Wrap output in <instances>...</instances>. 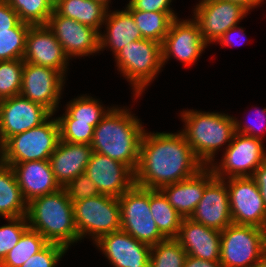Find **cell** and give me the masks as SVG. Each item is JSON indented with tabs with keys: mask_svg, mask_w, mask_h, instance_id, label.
<instances>
[{
	"mask_svg": "<svg viewBox=\"0 0 266 267\" xmlns=\"http://www.w3.org/2000/svg\"><path fill=\"white\" fill-rule=\"evenodd\" d=\"M134 172L135 185L147 189L180 182L197 174L205 166L195 156L182 132L145 133Z\"/></svg>",
	"mask_w": 266,
	"mask_h": 267,
	"instance_id": "cell-1",
	"label": "cell"
},
{
	"mask_svg": "<svg viewBox=\"0 0 266 267\" xmlns=\"http://www.w3.org/2000/svg\"><path fill=\"white\" fill-rule=\"evenodd\" d=\"M144 127L128 109L112 107L94 129V152L122 162L135 172Z\"/></svg>",
	"mask_w": 266,
	"mask_h": 267,
	"instance_id": "cell-2",
	"label": "cell"
},
{
	"mask_svg": "<svg viewBox=\"0 0 266 267\" xmlns=\"http://www.w3.org/2000/svg\"><path fill=\"white\" fill-rule=\"evenodd\" d=\"M26 219L30 229L38 231L48 243L69 248L80 240L74 221L73 203L64 187L30 200Z\"/></svg>",
	"mask_w": 266,
	"mask_h": 267,
	"instance_id": "cell-3",
	"label": "cell"
},
{
	"mask_svg": "<svg viewBox=\"0 0 266 267\" xmlns=\"http://www.w3.org/2000/svg\"><path fill=\"white\" fill-rule=\"evenodd\" d=\"M181 117L186 125L181 131L186 141L203 165L210 166L217 149L232 141L235 134L234 117L225 113L194 110L183 111Z\"/></svg>",
	"mask_w": 266,
	"mask_h": 267,
	"instance_id": "cell-4",
	"label": "cell"
},
{
	"mask_svg": "<svg viewBox=\"0 0 266 267\" xmlns=\"http://www.w3.org/2000/svg\"><path fill=\"white\" fill-rule=\"evenodd\" d=\"M114 57L118 70L133 85L137 98L164 65L162 44L148 39L126 44Z\"/></svg>",
	"mask_w": 266,
	"mask_h": 267,
	"instance_id": "cell-5",
	"label": "cell"
},
{
	"mask_svg": "<svg viewBox=\"0 0 266 267\" xmlns=\"http://www.w3.org/2000/svg\"><path fill=\"white\" fill-rule=\"evenodd\" d=\"M60 140L57 118L10 137L0 147V161L16 164L33 160H49Z\"/></svg>",
	"mask_w": 266,
	"mask_h": 267,
	"instance_id": "cell-6",
	"label": "cell"
},
{
	"mask_svg": "<svg viewBox=\"0 0 266 267\" xmlns=\"http://www.w3.org/2000/svg\"><path fill=\"white\" fill-rule=\"evenodd\" d=\"M74 221L80 240L86 235L96 242L102 235L121 230L119 200L97 195L73 202Z\"/></svg>",
	"mask_w": 266,
	"mask_h": 267,
	"instance_id": "cell-7",
	"label": "cell"
},
{
	"mask_svg": "<svg viewBox=\"0 0 266 267\" xmlns=\"http://www.w3.org/2000/svg\"><path fill=\"white\" fill-rule=\"evenodd\" d=\"M118 200L121 230L149 246L166 239L160 233L150 211V189L134 184Z\"/></svg>",
	"mask_w": 266,
	"mask_h": 267,
	"instance_id": "cell-8",
	"label": "cell"
},
{
	"mask_svg": "<svg viewBox=\"0 0 266 267\" xmlns=\"http://www.w3.org/2000/svg\"><path fill=\"white\" fill-rule=\"evenodd\" d=\"M265 254V230L252 225H228L221 231L223 267H251Z\"/></svg>",
	"mask_w": 266,
	"mask_h": 267,
	"instance_id": "cell-9",
	"label": "cell"
},
{
	"mask_svg": "<svg viewBox=\"0 0 266 267\" xmlns=\"http://www.w3.org/2000/svg\"><path fill=\"white\" fill-rule=\"evenodd\" d=\"M262 140L235 132L231 143L227 144L219 165L211 163L208 167L219 179L251 177L256 168L266 160V150L264 151L262 147Z\"/></svg>",
	"mask_w": 266,
	"mask_h": 267,
	"instance_id": "cell-10",
	"label": "cell"
},
{
	"mask_svg": "<svg viewBox=\"0 0 266 267\" xmlns=\"http://www.w3.org/2000/svg\"><path fill=\"white\" fill-rule=\"evenodd\" d=\"M53 113L22 95L0 100V147L12 136L46 122Z\"/></svg>",
	"mask_w": 266,
	"mask_h": 267,
	"instance_id": "cell-11",
	"label": "cell"
},
{
	"mask_svg": "<svg viewBox=\"0 0 266 267\" xmlns=\"http://www.w3.org/2000/svg\"><path fill=\"white\" fill-rule=\"evenodd\" d=\"M226 185L233 224L265 229L266 207L254 180L251 177H233Z\"/></svg>",
	"mask_w": 266,
	"mask_h": 267,
	"instance_id": "cell-12",
	"label": "cell"
},
{
	"mask_svg": "<svg viewBox=\"0 0 266 267\" xmlns=\"http://www.w3.org/2000/svg\"><path fill=\"white\" fill-rule=\"evenodd\" d=\"M193 13L203 40L208 45L217 42L227 30L237 26L248 11L226 0H201Z\"/></svg>",
	"mask_w": 266,
	"mask_h": 267,
	"instance_id": "cell-13",
	"label": "cell"
},
{
	"mask_svg": "<svg viewBox=\"0 0 266 267\" xmlns=\"http://www.w3.org/2000/svg\"><path fill=\"white\" fill-rule=\"evenodd\" d=\"M64 80L65 76L57 70L24 62L20 95L43 105L54 114L59 107Z\"/></svg>",
	"mask_w": 266,
	"mask_h": 267,
	"instance_id": "cell-14",
	"label": "cell"
},
{
	"mask_svg": "<svg viewBox=\"0 0 266 267\" xmlns=\"http://www.w3.org/2000/svg\"><path fill=\"white\" fill-rule=\"evenodd\" d=\"M46 25L54 33L68 58L98 53L100 31L97 29L58 15L55 11Z\"/></svg>",
	"mask_w": 266,
	"mask_h": 267,
	"instance_id": "cell-15",
	"label": "cell"
},
{
	"mask_svg": "<svg viewBox=\"0 0 266 267\" xmlns=\"http://www.w3.org/2000/svg\"><path fill=\"white\" fill-rule=\"evenodd\" d=\"M172 20L168 33L162 43L163 64L174 56L184 65L190 66L208 46L202 37L199 26L194 19Z\"/></svg>",
	"mask_w": 266,
	"mask_h": 267,
	"instance_id": "cell-16",
	"label": "cell"
},
{
	"mask_svg": "<svg viewBox=\"0 0 266 267\" xmlns=\"http://www.w3.org/2000/svg\"><path fill=\"white\" fill-rule=\"evenodd\" d=\"M85 173L100 194L116 198L135 184L134 172L127 165L96 152H93Z\"/></svg>",
	"mask_w": 266,
	"mask_h": 267,
	"instance_id": "cell-17",
	"label": "cell"
},
{
	"mask_svg": "<svg viewBox=\"0 0 266 267\" xmlns=\"http://www.w3.org/2000/svg\"><path fill=\"white\" fill-rule=\"evenodd\" d=\"M69 60L47 25L29 27L26 35L24 62L50 67L65 75Z\"/></svg>",
	"mask_w": 266,
	"mask_h": 267,
	"instance_id": "cell-18",
	"label": "cell"
},
{
	"mask_svg": "<svg viewBox=\"0 0 266 267\" xmlns=\"http://www.w3.org/2000/svg\"><path fill=\"white\" fill-rule=\"evenodd\" d=\"M95 243L113 267H149L151 246L123 230L102 235Z\"/></svg>",
	"mask_w": 266,
	"mask_h": 267,
	"instance_id": "cell-19",
	"label": "cell"
},
{
	"mask_svg": "<svg viewBox=\"0 0 266 267\" xmlns=\"http://www.w3.org/2000/svg\"><path fill=\"white\" fill-rule=\"evenodd\" d=\"M190 218L202 225L223 231L233 223L225 179L214 177Z\"/></svg>",
	"mask_w": 266,
	"mask_h": 267,
	"instance_id": "cell-20",
	"label": "cell"
},
{
	"mask_svg": "<svg viewBox=\"0 0 266 267\" xmlns=\"http://www.w3.org/2000/svg\"><path fill=\"white\" fill-rule=\"evenodd\" d=\"M185 252L195 258L220 261L221 231L183 218L175 238Z\"/></svg>",
	"mask_w": 266,
	"mask_h": 267,
	"instance_id": "cell-21",
	"label": "cell"
},
{
	"mask_svg": "<svg viewBox=\"0 0 266 267\" xmlns=\"http://www.w3.org/2000/svg\"><path fill=\"white\" fill-rule=\"evenodd\" d=\"M13 168L24 200H30L58 191L49 160H33L23 163L6 164Z\"/></svg>",
	"mask_w": 266,
	"mask_h": 267,
	"instance_id": "cell-22",
	"label": "cell"
},
{
	"mask_svg": "<svg viewBox=\"0 0 266 267\" xmlns=\"http://www.w3.org/2000/svg\"><path fill=\"white\" fill-rule=\"evenodd\" d=\"M214 177L212 170L205 166L194 176L163 186L160 190L183 218H190L202 199L205 186Z\"/></svg>",
	"mask_w": 266,
	"mask_h": 267,
	"instance_id": "cell-23",
	"label": "cell"
},
{
	"mask_svg": "<svg viewBox=\"0 0 266 267\" xmlns=\"http://www.w3.org/2000/svg\"><path fill=\"white\" fill-rule=\"evenodd\" d=\"M93 152L90 144L68 143L59 140L49 162L54 177L61 187L78 175L85 173Z\"/></svg>",
	"mask_w": 266,
	"mask_h": 267,
	"instance_id": "cell-24",
	"label": "cell"
},
{
	"mask_svg": "<svg viewBox=\"0 0 266 267\" xmlns=\"http://www.w3.org/2000/svg\"><path fill=\"white\" fill-rule=\"evenodd\" d=\"M104 23L107 26L106 34H99V51L109 46L115 55L126 44L143 39L132 14L126 8L124 11L107 10Z\"/></svg>",
	"mask_w": 266,
	"mask_h": 267,
	"instance_id": "cell-25",
	"label": "cell"
},
{
	"mask_svg": "<svg viewBox=\"0 0 266 267\" xmlns=\"http://www.w3.org/2000/svg\"><path fill=\"white\" fill-rule=\"evenodd\" d=\"M27 202L24 200L13 168L0 161V216L17 218L26 216Z\"/></svg>",
	"mask_w": 266,
	"mask_h": 267,
	"instance_id": "cell-26",
	"label": "cell"
},
{
	"mask_svg": "<svg viewBox=\"0 0 266 267\" xmlns=\"http://www.w3.org/2000/svg\"><path fill=\"white\" fill-rule=\"evenodd\" d=\"M107 9L94 0H58L54 11L61 16L71 18L98 31L104 24Z\"/></svg>",
	"mask_w": 266,
	"mask_h": 267,
	"instance_id": "cell-27",
	"label": "cell"
},
{
	"mask_svg": "<svg viewBox=\"0 0 266 267\" xmlns=\"http://www.w3.org/2000/svg\"><path fill=\"white\" fill-rule=\"evenodd\" d=\"M126 9L132 14L142 38L163 43L173 19L178 18L174 12H147L135 10L129 3Z\"/></svg>",
	"mask_w": 266,
	"mask_h": 267,
	"instance_id": "cell-28",
	"label": "cell"
},
{
	"mask_svg": "<svg viewBox=\"0 0 266 267\" xmlns=\"http://www.w3.org/2000/svg\"><path fill=\"white\" fill-rule=\"evenodd\" d=\"M150 211L160 233L176 238L183 217L172 207L160 189H150Z\"/></svg>",
	"mask_w": 266,
	"mask_h": 267,
	"instance_id": "cell-29",
	"label": "cell"
},
{
	"mask_svg": "<svg viewBox=\"0 0 266 267\" xmlns=\"http://www.w3.org/2000/svg\"><path fill=\"white\" fill-rule=\"evenodd\" d=\"M47 244L48 242L38 231L28 228L0 263V267H20Z\"/></svg>",
	"mask_w": 266,
	"mask_h": 267,
	"instance_id": "cell-30",
	"label": "cell"
},
{
	"mask_svg": "<svg viewBox=\"0 0 266 267\" xmlns=\"http://www.w3.org/2000/svg\"><path fill=\"white\" fill-rule=\"evenodd\" d=\"M18 14L20 20L31 26L46 25L54 11L51 0H5Z\"/></svg>",
	"mask_w": 266,
	"mask_h": 267,
	"instance_id": "cell-31",
	"label": "cell"
},
{
	"mask_svg": "<svg viewBox=\"0 0 266 267\" xmlns=\"http://www.w3.org/2000/svg\"><path fill=\"white\" fill-rule=\"evenodd\" d=\"M188 254L175 238L151 246L149 267H183Z\"/></svg>",
	"mask_w": 266,
	"mask_h": 267,
	"instance_id": "cell-32",
	"label": "cell"
},
{
	"mask_svg": "<svg viewBox=\"0 0 266 267\" xmlns=\"http://www.w3.org/2000/svg\"><path fill=\"white\" fill-rule=\"evenodd\" d=\"M66 113L75 121L90 122V125L97 126L110 108L105 110L98 99L90 96H81L68 102Z\"/></svg>",
	"mask_w": 266,
	"mask_h": 267,
	"instance_id": "cell-33",
	"label": "cell"
},
{
	"mask_svg": "<svg viewBox=\"0 0 266 267\" xmlns=\"http://www.w3.org/2000/svg\"><path fill=\"white\" fill-rule=\"evenodd\" d=\"M23 68V59L0 61V100L20 94Z\"/></svg>",
	"mask_w": 266,
	"mask_h": 267,
	"instance_id": "cell-34",
	"label": "cell"
},
{
	"mask_svg": "<svg viewBox=\"0 0 266 267\" xmlns=\"http://www.w3.org/2000/svg\"><path fill=\"white\" fill-rule=\"evenodd\" d=\"M31 25L21 22L12 33L0 34V61L23 59L26 35Z\"/></svg>",
	"mask_w": 266,
	"mask_h": 267,
	"instance_id": "cell-35",
	"label": "cell"
},
{
	"mask_svg": "<svg viewBox=\"0 0 266 267\" xmlns=\"http://www.w3.org/2000/svg\"><path fill=\"white\" fill-rule=\"evenodd\" d=\"M60 140L68 143L91 144L95 126L90 122L75 121L66 112L57 118Z\"/></svg>",
	"mask_w": 266,
	"mask_h": 267,
	"instance_id": "cell-36",
	"label": "cell"
},
{
	"mask_svg": "<svg viewBox=\"0 0 266 267\" xmlns=\"http://www.w3.org/2000/svg\"><path fill=\"white\" fill-rule=\"evenodd\" d=\"M7 220L8 225L0 226V263L29 228L26 216L7 218Z\"/></svg>",
	"mask_w": 266,
	"mask_h": 267,
	"instance_id": "cell-37",
	"label": "cell"
},
{
	"mask_svg": "<svg viewBox=\"0 0 266 267\" xmlns=\"http://www.w3.org/2000/svg\"><path fill=\"white\" fill-rule=\"evenodd\" d=\"M67 249L59 244L48 243L20 267H55Z\"/></svg>",
	"mask_w": 266,
	"mask_h": 267,
	"instance_id": "cell-38",
	"label": "cell"
},
{
	"mask_svg": "<svg viewBox=\"0 0 266 267\" xmlns=\"http://www.w3.org/2000/svg\"><path fill=\"white\" fill-rule=\"evenodd\" d=\"M64 188L69 199L73 202L100 195L97 186L87 176L86 173L80 174L67 183Z\"/></svg>",
	"mask_w": 266,
	"mask_h": 267,
	"instance_id": "cell-39",
	"label": "cell"
},
{
	"mask_svg": "<svg viewBox=\"0 0 266 267\" xmlns=\"http://www.w3.org/2000/svg\"><path fill=\"white\" fill-rule=\"evenodd\" d=\"M21 22L17 12L5 0H0V34L12 33V28Z\"/></svg>",
	"mask_w": 266,
	"mask_h": 267,
	"instance_id": "cell-40",
	"label": "cell"
},
{
	"mask_svg": "<svg viewBox=\"0 0 266 267\" xmlns=\"http://www.w3.org/2000/svg\"><path fill=\"white\" fill-rule=\"evenodd\" d=\"M172 0H129V4L140 11L153 12H174L170 8Z\"/></svg>",
	"mask_w": 266,
	"mask_h": 267,
	"instance_id": "cell-41",
	"label": "cell"
},
{
	"mask_svg": "<svg viewBox=\"0 0 266 267\" xmlns=\"http://www.w3.org/2000/svg\"><path fill=\"white\" fill-rule=\"evenodd\" d=\"M263 113H265V115H266V108L262 109L261 111H259L257 109V116L260 118L261 122H263V120L265 121V119H266L264 117ZM261 122L258 121L257 124L255 122L254 123L251 122L252 125L249 123L248 125H245L242 127L241 123H239L238 120L234 117L235 132L246 135V136L262 139L261 135H263V134L259 133V131L262 132L264 130H263V128H261V130H259L260 128L257 127L258 124L261 125Z\"/></svg>",
	"mask_w": 266,
	"mask_h": 267,
	"instance_id": "cell-42",
	"label": "cell"
},
{
	"mask_svg": "<svg viewBox=\"0 0 266 267\" xmlns=\"http://www.w3.org/2000/svg\"><path fill=\"white\" fill-rule=\"evenodd\" d=\"M251 178L257 185L261 197L263 199L264 206L266 207V160L256 168Z\"/></svg>",
	"mask_w": 266,
	"mask_h": 267,
	"instance_id": "cell-43",
	"label": "cell"
},
{
	"mask_svg": "<svg viewBox=\"0 0 266 267\" xmlns=\"http://www.w3.org/2000/svg\"><path fill=\"white\" fill-rule=\"evenodd\" d=\"M183 267H223L220 261H209L187 256Z\"/></svg>",
	"mask_w": 266,
	"mask_h": 267,
	"instance_id": "cell-44",
	"label": "cell"
},
{
	"mask_svg": "<svg viewBox=\"0 0 266 267\" xmlns=\"http://www.w3.org/2000/svg\"><path fill=\"white\" fill-rule=\"evenodd\" d=\"M240 32H239V31ZM237 31V32H236ZM241 33V37L243 38V36L244 37H246L245 36V33H243V28H240V27H238V26H235V27H232V28H230L229 30H227L218 40H217V42H219L222 46H229V45H234V44H232V43H234L233 42V39L232 38H234V37H232L231 35H234V34H236V33ZM232 33H234V34H232ZM240 38V37H239Z\"/></svg>",
	"mask_w": 266,
	"mask_h": 267,
	"instance_id": "cell-45",
	"label": "cell"
},
{
	"mask_svg": "<svg viewBox=\"0 0 266 267\" xmlns=\"http://www.w3.org/2000/svg\"><path fill=\"white\" fill-rule=\"evenodd\" d=\"M226 1L239 4L247 11H250V9H253V7L255 8L257 5H260V3L263 2L264 0H226Z\"/></svg>",
	"mask_w": 266,
	"mask_h": 267,
	"instance_id": "cell-46",
	"label": "cell"
},
{
	"mask_svg": "<svg viewBox=\"0 0 266 267\" xmlns=\"http://www.w3.org/2000/svg\"><path fill=\"white\" fill-rule=\"evenodd\" d=\"M251 267H266V254H264L257 262Z\"/></svg>",
	"mask_w": 266,
	"mask_h": 267,
	"instance_id": "cell-47",
	"label": "cell"
},
{
	"mask_svg": "<svg viewBox=\"0 0 266 267\" xmlns=\"http://www.w3.org/2000/svg\"><path fill=\"white\" fill-rule=\"evenodd\" d=\"M94 1L101 3L107 9L109 8V5L108 4L110 3V0H94Z\"/></svg>",
	"mask_w": 266,
	"mask_h": 267,
	"instance_id": "cell-48",
	"label": "cell"
},
{
	"mask_svg": "<svg viewBox=\"0 0 266 267\" xmlns=\"http://www.w3.org/2000/svg\"><path fill=\"white\" fill-rule=\"evenodd\" d=\"M265 254H266V227H265Z\"/></svg>",
	"mask_w": 266,
	"mask_h": 267,
	"instance_id": "cell-49",
	"label": "cell"
},
{
	"mask_svg": "<svg viewBox=\"0 0 266 267\" xmlns=\"http://www.w3.org/2000/svg\"><path fill=\"white\" fill-rule=\"evenodd\" d=\"M54 4L58 1V0H51Z\"/></svg>",
	"mask_w": 266,
	"mask_h": 267,
	"instance_id": "cell-50",
	"label": "cell"
}]
</instances>
